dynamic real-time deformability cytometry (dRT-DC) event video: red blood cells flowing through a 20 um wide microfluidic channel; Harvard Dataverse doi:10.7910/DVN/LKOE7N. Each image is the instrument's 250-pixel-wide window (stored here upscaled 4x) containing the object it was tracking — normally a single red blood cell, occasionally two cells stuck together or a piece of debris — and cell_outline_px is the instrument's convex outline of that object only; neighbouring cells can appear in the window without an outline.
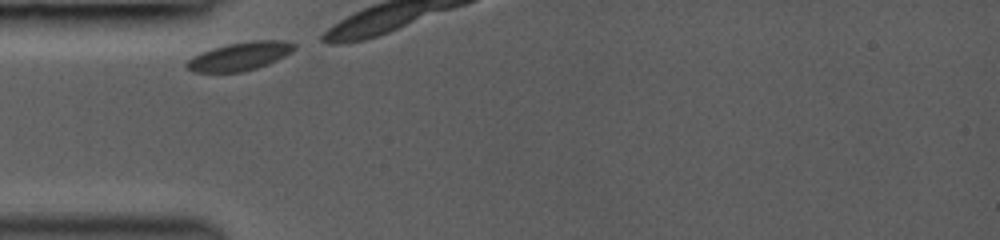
{"species": "common noctule bat (a hibernating species)", "species_latin": "Nyctalus noctula", "temperature_condition": "room temperature", "stored_images_in_passage": 4, "camera_frame_rate_fps": 3000, "um_per_image_px": 0.085, "animal": {"sex": "female", "body_mass_g": 19.0, "forearm_length_mm": 53.3}, "frame": {"image": 1, "passage_image": 1, "time_ms": 0.0, "image_size_px": [1000, 240], "cell_outline_px": [[296, 48], [292, 52], [268, 64], [244, 72], [196, 72], [188, 68], [184, 64], [192, 56], [200, 52], [212, 48], [228, 44], [252, 40], [280, 40], [296, 44]], "centroid_in_image_um": [20.38, 4.78], "position_along_channel_um": 64.6, "area_um2": 17.74}}